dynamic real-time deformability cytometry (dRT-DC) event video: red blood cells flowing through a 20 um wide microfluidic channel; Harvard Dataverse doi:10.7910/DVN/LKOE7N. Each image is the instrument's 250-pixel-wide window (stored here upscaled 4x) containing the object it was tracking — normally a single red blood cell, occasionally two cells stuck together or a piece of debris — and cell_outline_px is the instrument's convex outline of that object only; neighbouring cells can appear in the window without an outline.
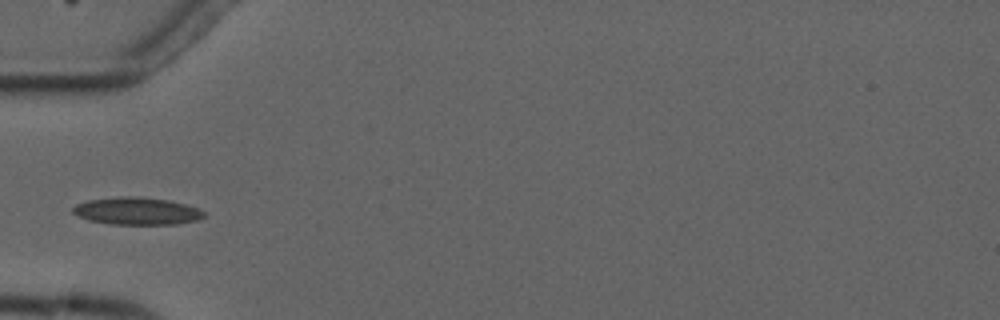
{"species": "common noctule bat (a hibernating species)", "species_latin": "Nyctalus noctula", "temperature_condition": "cold", "stored_images_in_passage": 3, "camera_frame_rate_fps": 3000, "um_per_image_px": 0.085, "animal": {"sex": "male", "forearm_length_mm": 52.5}, "frame": {"image": 1, "passage_image": 3, "time_ms": 2.0, "image_size_px": [1000, 320], "cell_outline_px": [[208, 216], [196, 220], [176, 224], [108, 224], [88, 220], [76, 216], [72, 212], [72, 208], [76, 204], [88, 200], [120, 196], [136, 196], [168, 200], [184, 204], [196, 208], [204, 212]], "centroid_in_image_um": [11.59, 17.94], "position_along_channel_um": 73.4, "area_um2": 20.98}}